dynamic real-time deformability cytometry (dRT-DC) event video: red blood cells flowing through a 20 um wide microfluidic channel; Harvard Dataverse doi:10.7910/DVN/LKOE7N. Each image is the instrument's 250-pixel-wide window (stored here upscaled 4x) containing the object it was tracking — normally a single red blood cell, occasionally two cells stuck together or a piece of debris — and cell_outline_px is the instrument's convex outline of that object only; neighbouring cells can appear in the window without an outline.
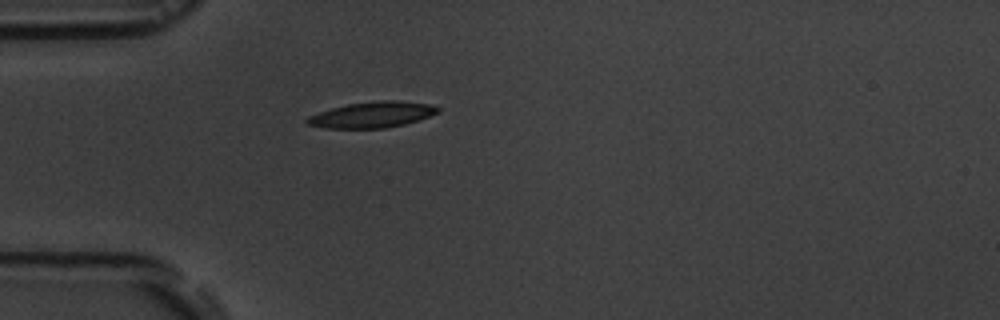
{"species": "common noctule bat (a hibernating species)", "species_latin": "Nyctalus noctula", "temperature_condition": "room temperature", "stored_images_in_passage": 1, "camera_frame_rate_fps": 3000, "um_per_image_px": 0.085, "animal": {"sex": "male", "body_mass_g": 19.5, "forearm_length_mm": 54.6}, "frame": {"image": 1, "passage_image": 1, "time_ms": 0.0, "image_size_px": [1000, 320], "cell_outline_px": [[440, 112], [404, 124], [384, 128], [324, 128], [308, 124], [304, 120], [308, 116], [332, 108], [348, 104], [380, 100], [396, 100], [432, 104], [440, 108]], "centroid_in_image_um": [31.64, 9.74], "position_along_channel_um": 53.4, "area_um2": 19.59}}